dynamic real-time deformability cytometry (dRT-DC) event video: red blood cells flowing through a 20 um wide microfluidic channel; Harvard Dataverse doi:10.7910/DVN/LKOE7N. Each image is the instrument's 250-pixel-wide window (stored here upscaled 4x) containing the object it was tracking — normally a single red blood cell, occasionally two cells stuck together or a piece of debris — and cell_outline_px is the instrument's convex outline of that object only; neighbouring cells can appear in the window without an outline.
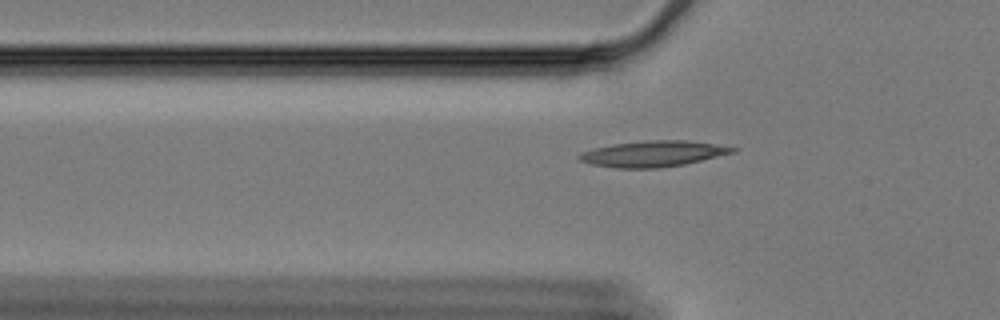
{"species": "Egyptian fruit bat (a non-hibernating species)", "species_latin": "Rousettus aegyptiacus", "temperature_condition": "cold", "stored_images_in_passage": 57, "camera_frame_rate_fps": 3000, "um_per_image_px": 0.085, "animal": {"sex": "female"}, "frame": {"image": 1, "passage_image": 17, "time_ms": 5.333, "image_size_px": [1000, 320], "cell_outline_px": [[740, 148], [736, 152], [684, 164], [660, 168], [616, 168], [592, 164], [580, 160], [576, 156], [592, 148], [616, 144], [648, 140], [688, 140], [716, 144]], "centroid_in_image_um": [55.56, 13.07], "position_along_channel_um": 70.2, "area_um2": 23.06}}
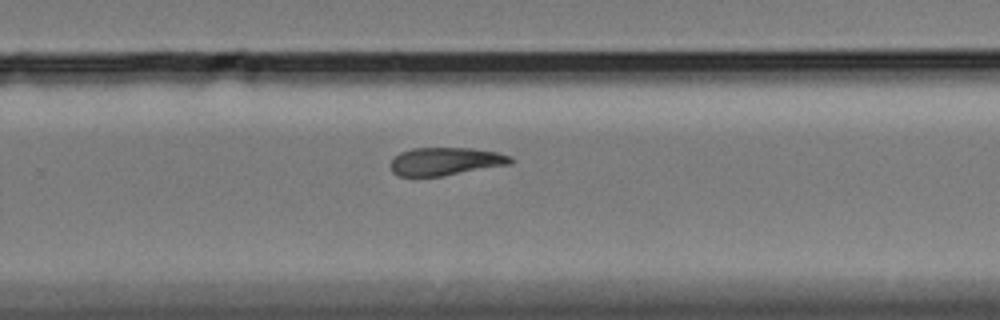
{"frame": {"image": 2, "passage_image": 37, "time_ms": 12.0, "image_size_px": [1000, 320], "cell_outline_px": [[516, 160], [512, 164], [440, 176], [400, 176], [392, 172], [392, 160], [400, 152], [412, 148], [472, 148], [500, 152], [512, 156]], "centroid_in_image_um": [37.95, 13.7], "position_along_channel_um": 291.8, "area_um2": 19.59}}
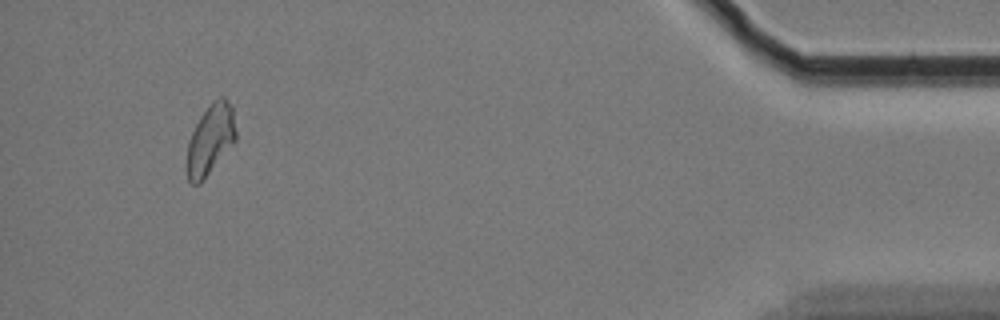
{"frame": {"image": 3, "passage_image": 54, "time_ms": 17.667, "image_size_px": [1000, 320], "cell_outline_px": [[236, 140], [200, 184], [192, 184], [188, 180], [188, 144], [192, 132], [200, 116], [212, 100], [220, 96], [224, 96], [232, 104], [236, 132]], "centroid_in_image_um": [17.91, 11.81], "position_along_channel_um": 417.3, "area_um2": 19.88}}